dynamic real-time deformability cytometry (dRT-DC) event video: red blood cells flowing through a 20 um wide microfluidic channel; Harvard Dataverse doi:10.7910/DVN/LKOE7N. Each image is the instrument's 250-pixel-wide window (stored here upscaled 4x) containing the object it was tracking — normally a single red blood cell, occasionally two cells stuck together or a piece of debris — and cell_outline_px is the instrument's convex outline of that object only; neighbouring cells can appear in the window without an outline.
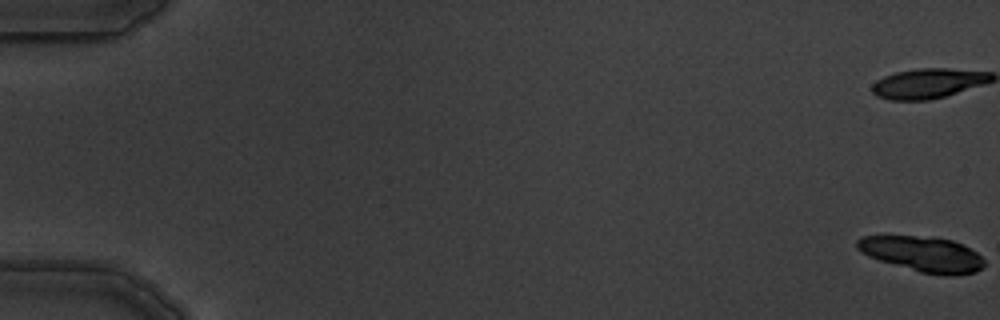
{"species": "common noctule bat (a hibernating species)", "species_latin": "Nyctalus noctula", "temperature_condition": "warm", "stored_images_in_passage": 6, "camera_frame_rate_fps": 3000, "um_per_image_px": 0.085, "animal": {"sex": "male", "body_mass_g": 19.5, "forearm_length_mm": 54.6}, "frame": {"image": 1, "passage_image": 1, "time_ms": 0.0, "image_size_px": [1000, 320], "cell_outline_px": [[984, 264], [976, 272], [952, 276], [944, 276], [920, 272], [880, 260], [868, 256], [860, 252], [856, 248], [856, 240], [864, 236], [932, 236], [952, 240], [964, 244], [976, 252], [984, 260]], "centroid_in_image_um": [78.42, 21.59], "position_along_channel_um": 6.6, "area_um2": 26.24}}